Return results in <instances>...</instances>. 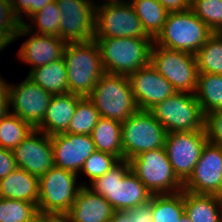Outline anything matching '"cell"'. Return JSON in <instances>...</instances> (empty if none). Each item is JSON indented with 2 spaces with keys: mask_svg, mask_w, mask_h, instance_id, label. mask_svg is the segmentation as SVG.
Masks as SVG:
<instances>
[{
  "mask_svg": "<svg viewBox=\"0 0 222 222\" xmlns=\"http://www.w3.org/2000/svg\"><path fill=\"white\" fill-rule=\"evenodd\" d=\"M88 186L103 196L114 211H128L148 202L152 194L131 171L130 162L120 160Z\"/></svg>",
  "mask_w": 222,
  "mask_h": 222,
  "instance_id": "obj_1",
  "label": "cell"
},
{
  "mask_svg": "<svg viewBox=\"0 0 222 222\" xmlns=\"http://www.w3.org/2000/svg\"><path fill=\"white\" fill-rule=\"evenodd\" d=\"M68 93L87 97L105 73L99 46L90 42L67 43L63 53Z\"/></svg>",
  "mask_w": 222,
  "mask_h": 222,
  "instance_id": "obj_2",
  "label": "cell"
},
{
  "mask_svg": "<svg viewBox=\"0 0 222 222\" xmlns=\"http://www.w3.org/2000/svg\"><path fill=\"white\" fill-rule=\"evenodd\" d=\"M97 42L105 73L129 77L150 63L153 39L94 38Z\"/></svg>",
  "mask_w": 222,
  "mask_h": 222,
  "instance_id": "obj_3",
  "label": "cell"
},
{
  "mask_svg": "<svg viewBox=\"0 0 222 222\" xmlns=\"http://www.w3.org/2000/svg\"><path fill=\"white\" fill-rule=\"evenodd\" d=\"M87 98L100 117L121 123L138 110L129 78L123 75L104 73Z\"/></svg>",
  "mask_w": 222,
  "mask_h": 222,
  "instance_id": "obj_4",
  "label": "cell"
},
{
  "mask_svg": "<svg viewBox=\"0 0 222 222\" xmlns=\"http://www.w3.org/2000/svg\"><path fill=\"white\" fill-rule=\"evenodd\" d=\"M214 32L191 10L169 12L156 45L195 54Z\"/></svg>",
  "mask_w": 222,
  "mask_h": 222,
  "instance_id": "obj_5",
  "label": "cell"
},
{
  "mask_svg": "<svg viewBox=\"0 0 222 222\" xmlns=\"http://www.w3.org/2000/svg\"><path fill=\"white\" fill-rule=\"evenodd\" d=\"M149 111L167 133L205 130V115L195 93L176 92Z\"/></svg>",
  "mask_w": 222,
  "mask_h": 222,
  "instance_id": "obj_6",
  "label": "cell"
},
{
  "mask_svg": "<svg viewBox=\"0 0 222 222\" xmlns=\"http://www.w3.org/2000/svg\"><path fill=\"white\" fill-rule=\"evenodd\" d=\"M131 171L151 194H173L183 190L175 175L165 147L141 152L129 160Z\"/></svg>",
  "mask_w": 222,
  "mask_h": 222,
  "instance_id": "obj_7",
  "label": "cell"
},
{
  "mask_svg": "<svg viewBox=\"0 0 222 222\" xmlns=\"http://www.w3.org/2000/svg\"><path fill=\"white\" fill-rule=\"evenodd\" d=\"M77 175L72 171L53 166L40 176L38 212L64 217L71 209L82 186L76 185Z\"/></svg>",
  "mask_w": 222,
  "mask_h": 222,
  "instance_id": "obj_8",
  "label": "cell"
},
{
  "mask_svg": "<svg viewBox=\"0 0 222 222\" xmlns=\"http://www.w3.org/2000/svg\"><path fill=\"white\" fill-rule=\"evenodd\" d=\"M150 63L177 92L195 93L199 74L195 54L169 49L153 42Z\"/></svg>",
  "mask_w": 222,
  "mask_h": 222,
  "instance_id": "obj_9",
  "label": "cell"
},
{
  "mask_svg": "<svg viewBox=\"0 0 222 222\" xmlns=\"http://www.w3.org/2000/svg\"><path fill=\"white\" fill-rule=\"evenodd\" d=\"M166 129L149 110H137L122 122L123 159L129 161L141 152L164 147Z\"/></svg>",
  "mask_w": 222,
  "mask_h": 222,
  "instance_id": "obj_10",
  "label": "cell"
},
{
  "mask_svg": "<svg viewBox=\"0 0 222 222\" xmlns=\"http://www.w3.org/2000/svg\"><path fill=\"white\" fill-rule=\"evenodd\" d=\"M152 39L144 31L133 5L128 0L104 2L96 6L94 38Z\"/></svg>",
  "mask_w": 222,
  "mask_h": 222,
  "instance_id": "obj_11",
  "label": "cell"
},
{
  "mask_svg": "<svg viewBox=\"0 0 222 222\" xmlns=\"http://www.w3.org/2000/svg\"><path fill=\"white\" fill-rule=\"evenodd\" d=\"M207 142L205 130L167 133L164 147L168 160L175 175L183 184L192 175Z\"/></svg>",
  "mask_w": 222,
  "mask_h": 222,
  "instance_id": "obj_12",
  "label": "cell"
},
{
  "mask_svg": "<svg viewBox=\"0 0 222 222\" xmlns=\"http://www.w3.org/2000/svg\"><path fill=\"white\" fill-rule=\"evenodd\" d=\"M55 2L62 15L61 39L66 43L94 40L96 4L93 0H55Z\"/></svg>",
  "mask_w": 222,
  "mask_h": 222,
  "instance_id": "obj_13",
  "label": "cell"
},
{
  "mask_svg": "<svg viewBox=\"0 0 222 222\" xmlns=\"http://www.w3.org/2000/svg\"><path fill=\"white\" fill-rule=\"evenodd\" d=\"M14 86L7 83L11 113L36 129L42 123L53 95L28 77Z\"/></svg>",
  "mask_w": 222,
  "mask_h": 222,
  "instance_id": "obj_14",
  "label": "cell"
},
{
  "mask_svg": "<svg viewBox=\"0 0 222 222\" xmlns=\"http://www.w3.org/2000/svg\"><path fill=\"white\" fill-rule=\"evenodd\" d=\"M183 190L194 194H222V147L206 143Z\"/></svg>",
  "mask_w": 222,
  "mask_h": 222,
  "instance_id": "obj_15",
  "label": "cell"
},
{
  "mask_svg": "<svg viewBox=\"0 0 222 222\" xmlns=\"http://www.w3.org/2000/svg\"><path fill=\"white\" fill-rule=\"evenodd\" d=\"M12 151L16 166L35 176H42L54 166L51 137L38 129H34Z\"/></svg>",
  "mask_w": 222,
  "mask_h": 222,
  "instance_id": "obj_16",
  "label": "cell"
},
{
  "mask_svg": "<svg viewBox=\"0 0 222 222\" xmlns=\"http://www.w3.org/2000/svg\"><path fill=\"white\" fill-rule=\"evenodd\" d=\"M128 78L138 110H150L177 92L151 63L138 69Z\"/></svg>",
  "mask_w": 222,
  "mask_h": 222,
  "instance_id": "obj_17",
  "label": "cell"
},
{
  "mask_svg": "<svg viewBox=\"0 0 222 222\" xmlns=\"http://www.w3.org/2000/svg\"><path fill=\"white\" fill-rule=\"evenodd\" d=\"M54 166L80 173L86 159L96 151L91 135L58 133L51 135Z\"/></svg>",
  "mask_w": 222,
  "mask_h": 222,
  "instance_id": "obj_18",
  "label": "cell"
},
{
  "mask_svg": "<svg viewBox=\"0 0 222 222\" xmlns=\"http://www.w3.org/2000/svg\"><path fill=\"white\" fill-rule=\"evenodd\" d=\"M23 35L31 37L22 44L20 50L17 52V56L25 64L29 63L31 66L30 71L63 57L67 44L63 39L57 36L37 34L32 32V30H28L24 25H21L14 41Z\"/></svg>",
  "mask_w": 222,
  "mask_h": 222,
  "instance_id": "obj_19",
  "label": "cell"
},
{
  "mask_svg": "<svg viewBox=\"0 0 222 222\" xmlns=\"http://www.w3.org/2000/svg\"><path fill=\"white\" fill-rule=\"evenodd\" d=\"M114 212L103 196L82 184L71 209L63 218L67 222H110Z\"/></svg>",
  "mask_w": 222,
  "mask_h": 222,
  "instance_id": "obj_20",
  "label": "cell"
},
{
  "mask_svg": "<svg viewBox=\"0 0 222 222\" xmlns=\"http://www.w3.org/2000/svg\"><path fill=\"white\" fill-rule=\"evenodd\" d=\"M81 98L72 93L53 95L45 117L36 129L49 136L65 132Z\"/></svg>",
  "mask_w": 222,
  "mask_h": 222,
  "instance_id": "obj_21",
  "label": "cell"
},
{
  "mask_svg": "<svg viewBox=\"0 0 222 222\" xmlns=\"http://www.w3.org/2000/svg\"><path fill=\"white\" fill-rule=\"evenodd\" d=\"M0 197L38 203L39 177L16 168L0 180Z\"/></svg>",
  "mask_w": 222,
  "mask_h": 222,
  "instance_id": "obj_22",
  "label": "cell"
},
{
  "mask_svg": "<svg viewBox=\"0 0 222 222\" xmlns=\"http://www.w3.org/2000/svg\"><path fill=\"white\" fill-rule=\"evenodd\" d=\"M185 213L192 222H220L222 205L218 195L194 194L183 190Z\"/></svg>",
  "mask_w": 222,
  "mask_h": 222,
  "instance_id": "obj_23",
  "label": "cell"
},
{
  "mask_svg": "<svg viewBox=\"0 0 222 222\" xmlns=\"http://www.w3.org/2000/svg\"><path fill=\"white\" fill-rule=\"evenodd\" d=\"M96 151L104 152L123 159L122 123L100 117L91 132Z\"/></svg>",
  "mask_w": 222,
  "mask_h": 222,
  "instance_id": "obj_24",
  "label": "cell"
},
{
  "mask_svg": "<svg viewBox=\"0 0 222 222\" xmlns=\"http://www.w3.org/2000/svg\"><path fill=\"white\" fill-rule=\"evenodd\" d=\"M27 77L51 95L68 93L67 71L63 57L32 69Z\"/></svg>",
  "mask_w": 222,
  "mask_h": 222,
  "instance_id": "obj_25",
  "label": "cell"
},
{
  "mask_svg": "<svg viewBox=\"0 0 222 222\" xmlns=\"http://www.w3.org/2000/svg\"><path fill=\"white\" fill-rule=\"evenodd\" d=\"M134 7L146 34L153 40L163 29L169 12L157 0H128Z\"/></svg>",
  "mask_w": 222,
  "mask_h": 222,
  "instance_id": "obj_26",
  "label": "cell"
},
{
  "mask_svg": "<svg viewBox=\"0 0 222 222\" xmlns=\"http://www.w3.org/2000/svg\"><path fill=\"white\" fill-rule=\"evenodd\" d=\"M195 96L204 115L222 109V74H198Z\"/></svg>",
  "mask_w": 222,
  "mask_h": 222,
  "instance_id": "obj_27",
  "label": "cell"
},
{
  "mask_svg": "<svg viewBox=\"0 0 222 222\" xmlns=\"http://www.w3.org/2000/svg\"><path fill=\"white\" fill-rule=\"evenodd\" d=\"M151 213L152 222H179L185 213L183 190L173 194H153Z\"/></svg>",
  "mask_w": 222,
  "mask_h": 222,
  "instance_id": "obj_28",
  "label": "cell"
},
{
  "mask_svg": "<svg viewBox=\"0 0 222 222\" xmlns=\"http://www.w3.org/2000/svg\"><path fill=\"white\" fill-rule=\"evenodd\" d=\"M199 74H222V34L213 33L195 53Z\"/></svg>",
  "mask_w": 222,
  "mask_h": 222,
  "instance_id": "obj_29",
  "label": "cell"
},
{
  "mask_svg": "<svg viewBox=\"0 0 222 222\" xmlns=\"http://www.w3.org/2000/svg\"><path fill=\"white\" fill-rule=\"evenodd\" d=\"M33 130L29 123L9 112L0 119V147L13 150Z\"/></svg>",
  "mask_w": 222,
  "mask_h": 222,
  "instance_id": "obj_30",
  "label": "cell"
},
{
  "mask_svg": "<svg viewBox=\"0 0 222 222\" xmlns=\"http://www.w3.org/2000/svg\"><path fill=\"white\" fill-rule=\"evenodd\" d=\"M61 18L62 15L59 11L57 3L54 0L29 18L31 20L30 25L27 23H24L23 25L28 30H32L35 27V31H33L34 33L57 36L60 38Z\"/></svg>",
  "mask_w": 222,
  "mask_h": 222,
  "instance_id": "obj_31",
  "label": "cell"
},
{
  "mask_svg": "<svg viewBox=\"0 0 222 222\" xmlns=\"http://www.w3.org/2000/svg\"><path fill=\"white\" fill-rule=\"evenodd\" d=\"M99 118V111L94 104L87 97H82L76 105L73 117L65 132L70 134L91 135Z\"/></svg>",
  "mask_w": 222,
  "mask_h": 222,
  "instance_id": "obj_32",
  "label": "cell"
},
{
  "mask_svg": "<svg viewBox=\"0 0 222 222\" xmlns=\"http://www.w3.org/2000/svg\"><path fill=\"white\" fill-rule=\"evenodd\" d=\"M37 213L35 203L0 197V222H27Z\"/></svg>",
  "mask_w": 222,
  "mask_h": 222,
  "instance_id": "obj_33",
  "label": "cell"
},
{
  "mask_svg": "<svg viewBox=\"0 0 222 222\" xmlns=\"http://www.w3.org/2000/svg\"><path fill=\"white\" fill-rule=\"evenodd\" d=\"M191 10L214 33L222 32V0H192Z\"/></svg>",
  "mask_w": 222,
  "mask_h": 222,
  "instance_id": "obj_34",
  "label": "cell"
},
{
  "mask_svg": "<svg viewBox=\"0 0 222 222\" xmlns=\"http://www.w3.org/2000/svg\"><path fill=\"white\" fill-rule=\"evenodd\" d=\"M120 159L108 153L95 151L84 162L80 173L86 174L89 181L92 183L100 176H103L107 171L114 167Z\"/></svg>",
  "mask_w": 222,
  "mask_h": 222,
  "instance_id": "obj_35",
  "label": "cell"
},
{
  "mask_svg": "<svg viewBox=\"0 0 222 222\" xmlns=\"http://www.w3.org/2000/svg\"><path fill=\"white\" fill-rule=\"evenodd\" d=\"M20 26L21 23L12 10L10 0H0V35L11 44Z\"/></svg>",
  "mask_w": 222,
  "mask_h": 222,
  "instance_id": "obj_36",
  "label": "cell"
},
{
  "mask_svg": "<svg viewBox=\"0 0 222 222\" xmlns=\"http://www.w3.org/2000/svg\"><path fill=\"white\" fill-rule=\"evenodd\" d=\"M205 131L208 142L222 147V109L205 115Z\"/></svg>",
  "mask_w": 222,
  "mask_h": 222,
  "instance_id": "obj_37",
  "label": "cell"
},
{
  "mask_svg": "<svg viewBox=\"0 0 222 222\" xmlns=\"http://www.w3.org/2000/svg\"><path fill=\"white\" fill-rule=\"evenodd\" d=\"M54 0H10L12 10L21 25L25 23L23 13L30 18L33 14Z\"/></svg>",
  "mask_w": 222,
  "mask_h": 222,
  "instance_id": "obj_38",
  "label": "cell"
},
{
  "mask_svg": "<svg viewBox=\"0 0 222 222\" xmlns=\"http://www.w3.org/2000/svg\"><path fill=\"white\" fill-rule=\"evenodd\" d=\"M17 168L13 151L0 147V180Z\"/></svg>",
  "mask_w": 222,
  "mask_h": 222,
  "instance_id": "obj_39",
  "label": "cell"
},
{
  "mask_svg": "<svg viewBox=\"0 0 222 222\" xmlns=\"http://www.w3.org/2000/svg\"><path fill=\"white\" fill-rule=\"evenodd\" d=\"M128 212L130 213L133 222H151V199L148 202L141 204L134 209L128 210Z\"/></svg>",
  "mask_w": 222,
  "mask_h": 222,
  "instance_id": "obj_40",
  "label": "cell"
},
{
  "mask_svg": "<svg viewBox=\"0 0 222 222\" xmlns=\"http://www.w3.org/2000/svg\"><path fill=\"white\" fill-rule=\"evenodd\" d=\"M168 12L186 11L191 8L192 0H157Z\"/></svg>",
  "mask_w": 222,
  "mask_h": 222,
  "instance_id": "obj_41",
  "label": "cell"
},
{
  "mask_svg": "<svg viewBox=\"0 0 222 222\" xmlns=\"http://www.w3.org/2000/svg\"><path fill=\"white\" fill-rule=\"evenodd\" d=\"M4 80L0 76V119L10 112L9 92Z\"/></svg>",
  "mask_w": 222,
  "mask_h": 222,
  "instance_id": "obj_42",
  "label": "cell"
},
{
  "mask_svg": "<svg viewBox=\"0 0 222 222\" xmlns=\"http://www.w3.org/2000/svg\"><path fill=\"white\" fill-rule=\"evenodd\" d=\"M64 218L53 214L37 213L31 220L27 222H61Z\"/></svg>",
  "mask_w": 222,
  "mask_h": 222,
  "instance_id": "obj_43",
  "label": "cell"
},
{
  "mask_svg": "<svg viewBox=\"0 0 222 222\" xmlns=\"http://www.w3.org/2000/svg\"><path fill=\"white\" fill-rule=\"evenodd\" d=\"M110 222H133L128 211H115Z\"/></svg>",
  "mask_w": 222,
  "mask_h": 222,
  "instance_id": "obj_44",
  "label": "cell"
},
{
  "mask_svg": "<svg viewBox=\"0 0 222 222\" xmlns=\"http://www.w3.org/2000/svg\"><path fill=\"white\" fill-rule=\"evenodd\" d=\"M9 44L10 43L2 35H0V51H3V49H5V47Z\"/></svg>",
  "mask_w": 222,
  "mask_h": 222,
  "instance_id": "obj_45",
  "label": "cell"
},
{
  "mask_svg": "<svg viewBox=\"0 0 222 222\" xmlns=\"http://www.w3.org/2000/svg\"><path fill=\"white\" fill-rule=\"evenodd\" d=\"M179 222H192V221H191V219L188 217V215H187L186 213H184V214L181 216Z\"/></svg>",
  "mask_w": 222,
  "mask_h": 222,
  "instance_id": "obj_46",
  "label": "cell"
},
{
  "mask_svg": "<svg viewBox=\"0 0 222 222\" xmlns=\"http://www.w3.org/2000/svg\"><path fill=\"white\" fill-rule=\"evenodd\" d=\"M107 2H122V0H107Z\"/></svg>",
  "mask_w": 222,
  "mask_h": 222,
  "instance_id": "obj_47",
  "label": "cell"
},
{
  "mask_svg": "<svg viewBox=\"0 0 222 222\" xmlns=\"http://www.w3.org/2000/svg\"><path fill=\"white\" fill-rule=\"evenodd\" d=\"M219 197H220V200H221V205H222V194H221Z\"/></svg>",
  "mask_w": 222,
  "mask_h": 222,
  "instance_id": "obj_48",
  "label": "cell"
}]
</instances>
